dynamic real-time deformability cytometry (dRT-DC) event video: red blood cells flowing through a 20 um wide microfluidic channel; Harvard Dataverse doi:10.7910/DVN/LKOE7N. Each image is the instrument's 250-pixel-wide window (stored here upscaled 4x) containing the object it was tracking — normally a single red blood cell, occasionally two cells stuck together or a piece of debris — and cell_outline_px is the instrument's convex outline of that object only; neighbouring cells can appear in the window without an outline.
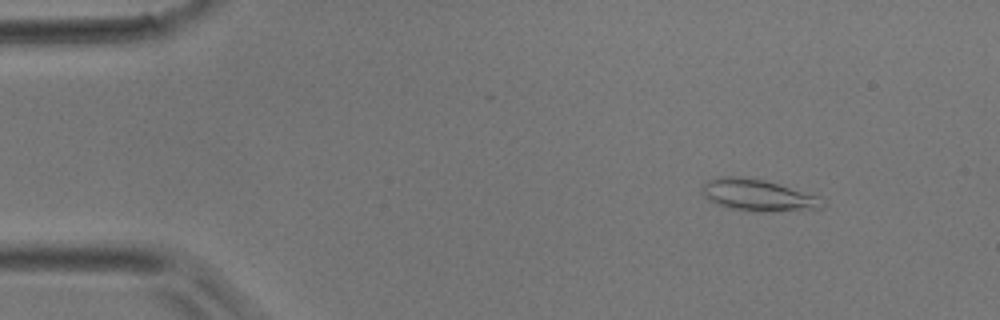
{"species": "common noctule bat (a hibernating species)", "species_latin": "Nyctalus noctula", "temperature_condition": "room temperature", "stored_images_in_passage": 42, "camera_frame_rate_fps": 3000, "um_per_image_px": 0.085, "animal": {"sex": "male", "body_mass_g": 17.9}, "frame": {"image": 1, "passage_image": 3, "time_ms": 0.667, "image_size_px": [1000, 320], "cell_outline_px": [[828, 204], [824, 208], [772, 212], [744, 212], [708, 200], [704, 196], [704, 184], [708, 180], [716, 176], [744, 176], [764, 180], [820, 196]], "centroid_in_image_um": [64.5, 16.6], "position_along_channel_um": 20.5, "area_um2": 22.54}}
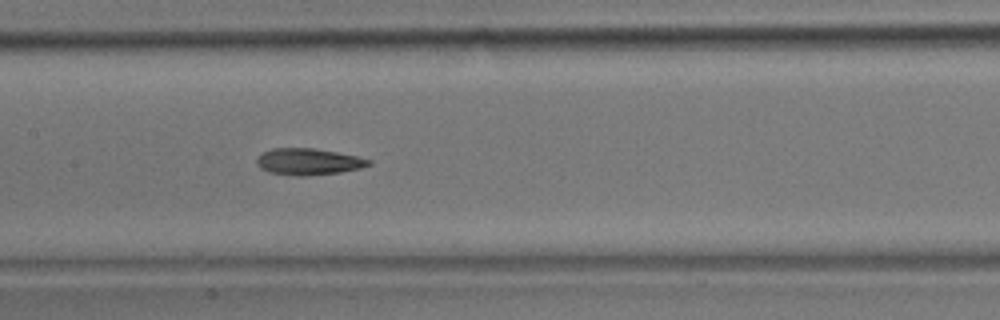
{"frame": {"image": 2, "passage_image": 19, "time_ms": 6.0, "image_size_px": [1000, 320], "cell_outline_px": [[372, 164], [360, 168], [340, 172], [304, 176], [296, 176], [268, 172], [260, 168], [256, 164], [256, 156], [272, 148], [316, 148], [356, 156], [372, 160]], "centroid_in_image_um": [26.18, 13.74], "position_along_channel_um": 181.2, "area_um2": 17.4}}
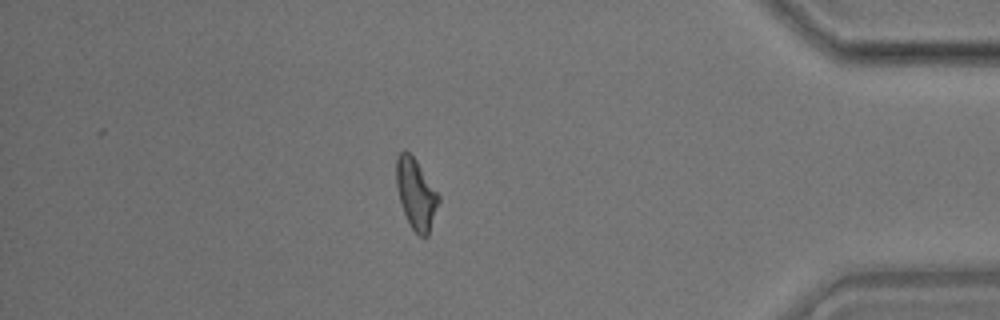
{"frame": {"image": 3, "passage_image": 36, "time_ms": 11.667, "image_size_px": [1000, 320], "cell_outline_px": [[440, 200], [428, 236], [424, 240], [412, 228], [404, 212], [400, 200], [396, 184], [396, 156], [404, 148], [416, 160], [440, 196]], "centroid_in_image_um": [35.36, 16.48], "position_along_channel_um": 399.8, "area_um2": 17.28}}